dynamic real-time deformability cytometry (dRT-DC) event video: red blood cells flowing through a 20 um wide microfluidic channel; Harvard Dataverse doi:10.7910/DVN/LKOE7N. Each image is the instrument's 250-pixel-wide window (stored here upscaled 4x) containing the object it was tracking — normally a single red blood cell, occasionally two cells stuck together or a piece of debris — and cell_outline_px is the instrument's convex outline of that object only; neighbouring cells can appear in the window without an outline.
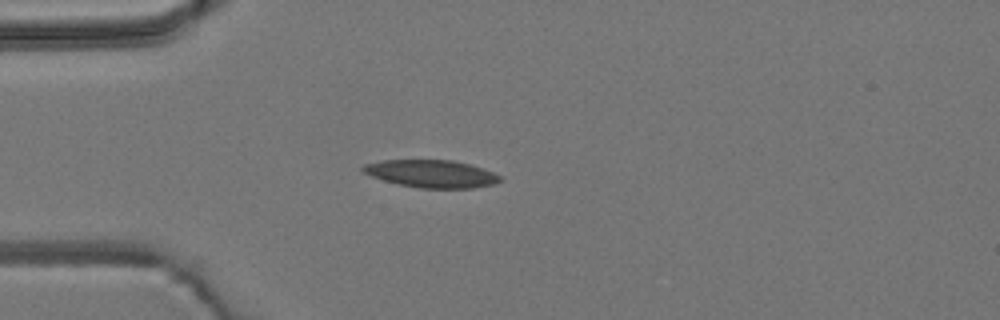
{"species": "common noctule bat (a hibernating species)", "species_latin": "Nyctalus noctula", "temperature_condition": "room temperature", "stored_images_in_passage": 3, "camera_frame_rate_fps": 3000, "um_per_image_px": 0.085, "animal": {"sex": "male", "body_mass_g": 19.2, "forearm_length_mm": 51.8}, "frame": {"image": 1, "passage_image": 3, "time_ms": 0.667, "image_size_px": [1000, 320], "cell_outline_px": [[500, 180], [492, 184], [472, 188], [420, 188], [400, 184], [384, 180], [372, 176], [364, 172], [360, 168], [364, 164], [384, 160], [452, 160], [468, 164], [492, 172], [500, 176]], "centroid_in_image_um": [36.63, 14.76], "position_along_channel_um": 48.4, "area_um2": 21.62}}